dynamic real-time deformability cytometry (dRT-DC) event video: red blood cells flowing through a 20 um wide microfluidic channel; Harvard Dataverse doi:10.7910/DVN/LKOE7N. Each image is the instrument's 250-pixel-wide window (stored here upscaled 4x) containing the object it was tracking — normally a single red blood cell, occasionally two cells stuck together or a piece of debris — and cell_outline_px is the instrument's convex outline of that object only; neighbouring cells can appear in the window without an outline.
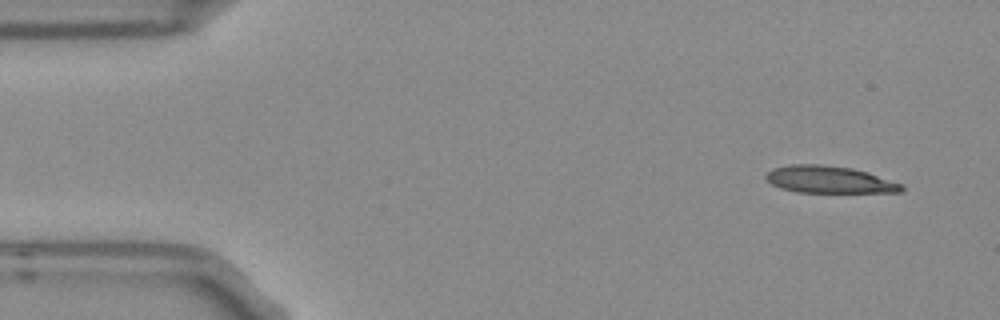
{"species": "Egyptian fruit bat (a non-hibernating species)", "species_latin": "Rousettus aegyptiacus", "temperature_condition": "room temperature", "stored_images_in_passage": 4, "camera_frame_rate_fps": 3000, "um_per_image_px": 0.085, "frame": {"image": 1, "passage_image": 1, "time_ms": 0.0, "image_size_px": [1000, 320], "cell_outline_px": [[904, 192], [796, 192], [780, 188], [772, 184], [764, 176], [772, 168], [792, 164], [820, 164], [852, 168], [868, 172], [904, 184]], "centroid_in_image_um": [70.51, 15.26], "position_along_channel_um": 14.5, "area_um2": 21.5}}